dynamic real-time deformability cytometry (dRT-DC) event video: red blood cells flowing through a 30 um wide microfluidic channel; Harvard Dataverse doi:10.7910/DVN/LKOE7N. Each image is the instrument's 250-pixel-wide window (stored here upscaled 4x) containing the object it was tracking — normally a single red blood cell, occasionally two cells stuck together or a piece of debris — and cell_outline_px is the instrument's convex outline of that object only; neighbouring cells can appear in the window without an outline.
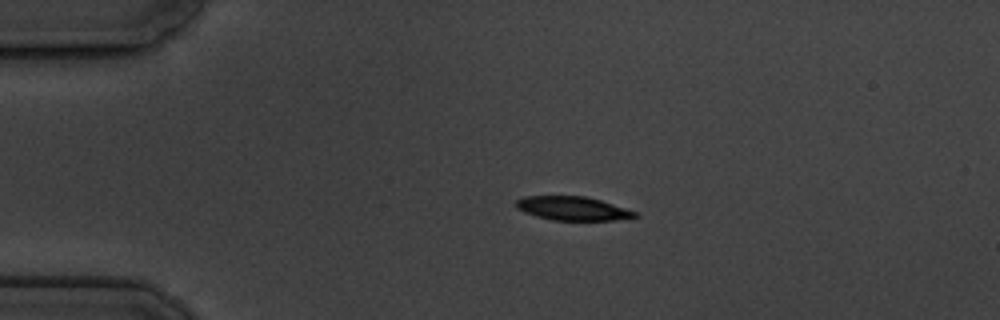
{"species": "common noctule bat (a hibernating species)", "species_latin": "Nyctalus noctula", "temperature_condition": "cold", "stored_images_in_passage": 3, "camera_frame_rate_fps": 3000, "um_per_image_px": 0.085, "animal": {"sex": "male", "body_mass_g": 19.5, "forearm_length_mm": 54.6}, "frame": {"image": 1, "passage_image": 1, "time_ms": 0.0, "image_size_px": [1000, 320], "cell_outline_px": [[640, 216], [612, 220], [552, 220], [536, 216], [524, 212], [516, 208], [512, 204], [516, 200], [524, 196], [584, 196], [600, 200], [636, 212]], "centroid_in_image_um": [48.6, 17.71], "position_along_channel_um": 36.4, "area_um2": 16.42}}
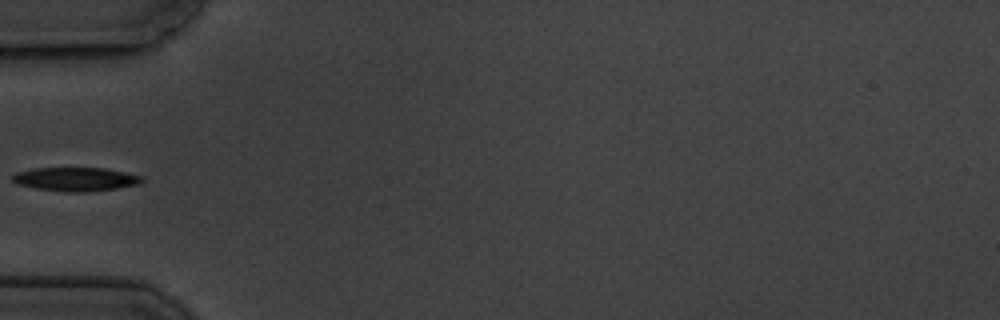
{"frame": {"image": 2, "passage_image": 3, "time_ms": 2.333, "image_size_px": [1000, 320], "cell_outline_px": [[144, 180], [140, 184], [116, 188], [84, 192], [68, 192], [36, 188], [20, 184], [12, 180], [12, 176], [16, 172], [36, 168], [104, 168], [144, 176]], "centroid_in_image_um": [6.47, 15.22], "position_along_channel_um": 78.5, "area_um2": 17.74}}